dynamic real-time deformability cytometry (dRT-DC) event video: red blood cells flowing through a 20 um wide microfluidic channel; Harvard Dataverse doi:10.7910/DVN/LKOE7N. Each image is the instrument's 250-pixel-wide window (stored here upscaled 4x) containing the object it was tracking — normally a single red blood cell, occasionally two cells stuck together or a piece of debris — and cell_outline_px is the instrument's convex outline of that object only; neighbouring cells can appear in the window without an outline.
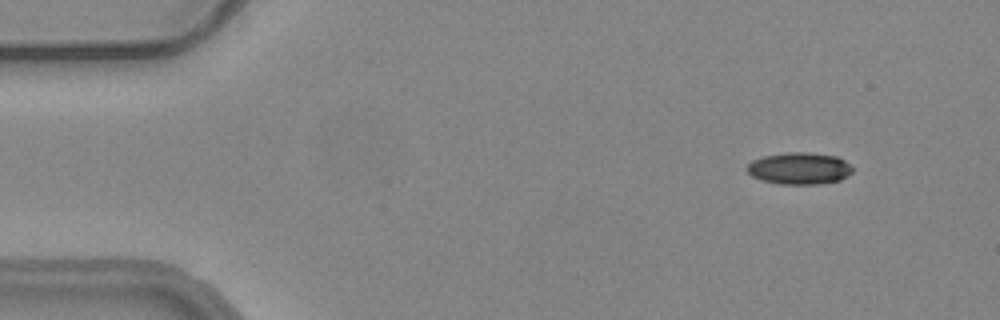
{"species": "common noctule bat (a hibernating species)", "species_latin": "Nyctalus noctula", "temperature_condition": "warm", "stored_images_in_passage": 52, "camera_frame_rate_fps": 3000, "um_per_image_px": 0.085, "animal": {"sex": "female", "body_mass_g": 24.6, "forearm_length_mm": 56.2}, "frame": {"image": 1, "passage_image": 2, "time_ms": 0.333, "image_size_px": [1000, 320], "cell_outline_px": [[852, 172], [848, 176], [840, 180], [820, 184], [780, 184], [760, 180], [752, 176], [744, 168], [752, 160], [764, 156], [788, 152], [808, 152], [836, 156], [844, 160], [852, 168]], "centroid_in_image_um": [67.92, 14.32], "position_along_channel_um": 17.1, "area_um2": 19.71}}
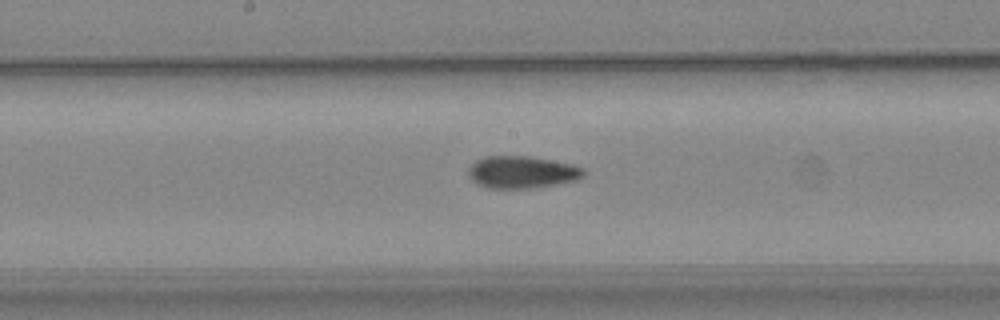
{"frame": {"image": 2, "passage_image": 25, "time_ms": 8.0, "image_size_px": [1000, 320], "cell_outline_px": [[584, 176], [576, 180], [556, 184], [532, 188], [488, 188], [476, 184], [472, 180], [468, 172], [468, 168], [476, 160], [484, 156], [528, 156], [572, 164], [584, 168]], "centroid_in_image_um": [44.35, 14.63], "position_along_channel_um": 203.9, "area_um2": 21.62}}
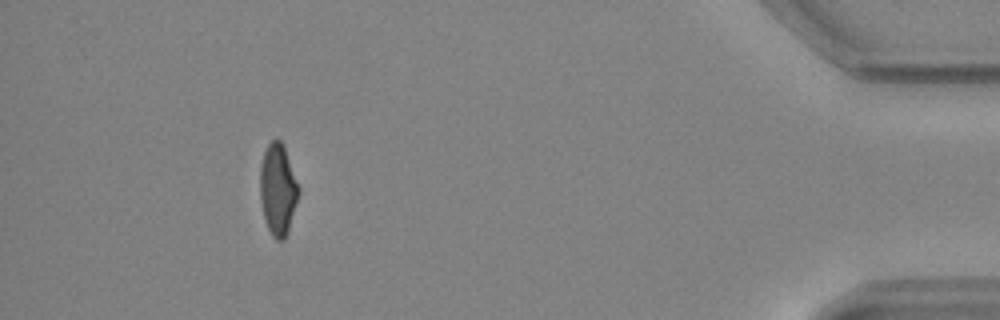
{"frame": {"image": 3, "passage_image": 47, "time_ms": 15.333, "image_size_px": [1000, 320], "cell_outline_px": [[300, 192], [288, 232], [284, 240], [276, 240], [272, 236], [264, 220], [260, 200], [260, 168], [264, 152], [268, 144], [276, 136], [284, 144], [300, 188]], "centroid_in_image_um": [23.63, 16.09], "position_along_channel_um": 411.6, "area_um2": 20.92}, "authors_computed_cell_mechanics": {"area_um2": 21.097, "velocity_mm_per_s": 3.7206, "shape_relaxation_time_tau1_ms": 10.2036, "shape_relaxation_time_tau2_ms": 2.97, "deformation_change_tau1": 0.21, "deformation_change_tau2": 0.0937}}